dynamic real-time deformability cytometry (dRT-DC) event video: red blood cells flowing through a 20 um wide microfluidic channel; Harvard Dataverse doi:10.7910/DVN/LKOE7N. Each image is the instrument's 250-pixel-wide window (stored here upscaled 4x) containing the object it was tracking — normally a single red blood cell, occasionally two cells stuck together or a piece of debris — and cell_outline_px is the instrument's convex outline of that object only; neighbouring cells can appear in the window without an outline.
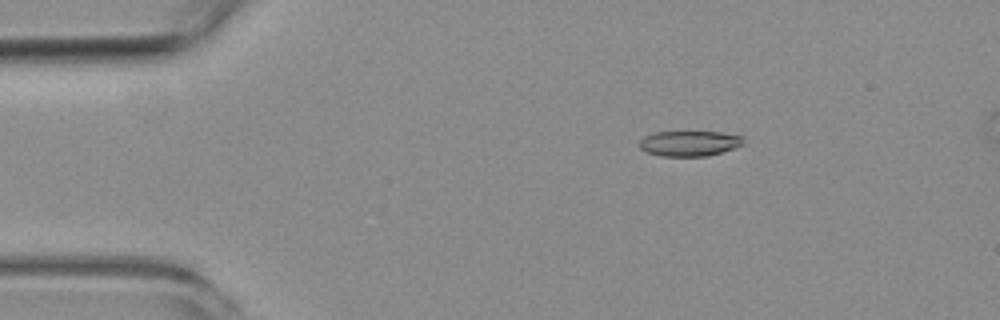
{"species": "common noctule bat (a hibernating species)", "species_latin": "Nyctalus noctula", "temperature_condition": "room temperature", "stored_images_in_passage": 4, "camera_frame_rate_fps": 3000, "um_per_image_px": 0.085, "animal": {"sex": "female", "body_mass_g": 19.3, "forearm_length_mm": 54.1}, "frame": {"image": 1, "passage_image": 1, "time_ms": 0.0, "image_size_px": [1000, 320], "cell_outline_px": [[744, 144], [708, 156], [660, 156], [648, 152], [640, 148], [640, 140], [644, 136], [656, 132], [720, 132], [744, 136]], "centroid_in_image_um": [58.61, 12.18], "position_along_channel_um": 26.4, "area_um2": 15.26}}